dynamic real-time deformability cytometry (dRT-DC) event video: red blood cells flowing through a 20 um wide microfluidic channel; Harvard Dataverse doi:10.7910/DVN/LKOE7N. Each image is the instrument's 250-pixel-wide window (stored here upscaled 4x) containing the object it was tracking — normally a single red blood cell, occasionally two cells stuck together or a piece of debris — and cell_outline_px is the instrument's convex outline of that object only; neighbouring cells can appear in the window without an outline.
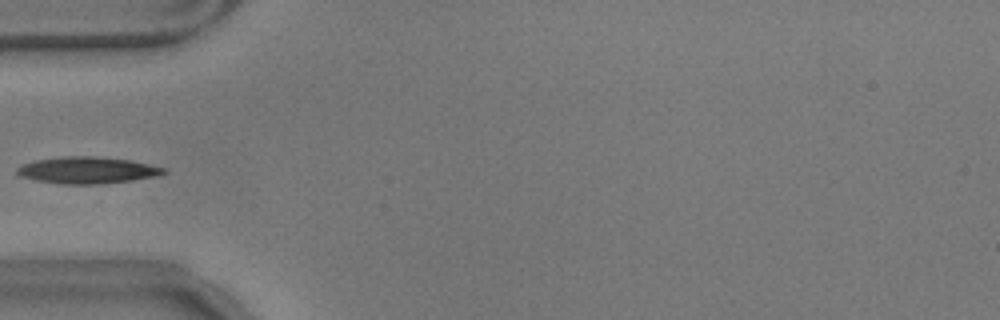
{"species": "common noctule bat (a hibernating species)", "species_latin": "Nyctalus noctula", "temperature_condition": "warm", "stored_images_in_passage": 7, "camera_frame_rate_fps": 3000, "um_per_image_px": 0.085, "animal": {"sex": "male", "body_mass_g": 17.9}, "frame": {"image": 1, "passage_image": 1, "time_ms": 0.0, "image_size_px": [1000, 320], "cell_outline_px": [[168, 172], [160, 176], [132, 180], [100, 184], [60, 184], [36, 180], [16, 176], [16, 168], [20, 164], [36, 160], [60, 156], [96, 156], [132, 160], [168, 168]], "centroid_in_image_um": [7.43, 14.46], "position_along_channel_um": 77.6, "area_um2": 23.35}}
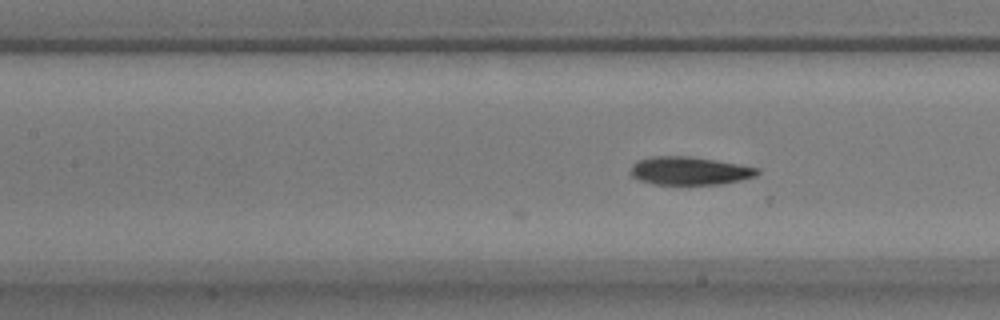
{"frame": {"image": 2, "passage_image": 7, "time_ms": 2.0, "image_size_px": [1000, 320], "cell_outline_px": [[760, 172], [756, 176], [740, 180], [720, 184], [652, 184], [640, 180], [632, 176], [628, 172], [632, 164], [636, 160], [652, 156], [688, 156], [716, 160], [760, 168]], "centroid_in_image_um": [58.58, 14.51], "position_along_channel_um": 148.8, "area_um2": 20.92}}